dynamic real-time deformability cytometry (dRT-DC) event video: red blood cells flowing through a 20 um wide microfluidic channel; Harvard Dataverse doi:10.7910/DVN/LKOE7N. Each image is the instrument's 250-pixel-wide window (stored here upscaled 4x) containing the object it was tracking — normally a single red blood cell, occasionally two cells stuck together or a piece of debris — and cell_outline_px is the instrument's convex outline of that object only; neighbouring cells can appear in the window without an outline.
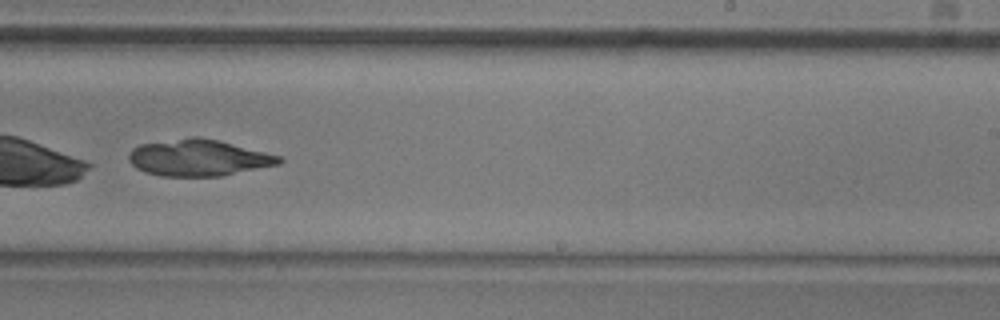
{"species": "common noctule bat (a hibernating species)", "species_latin": "Nyctalus noctula", "temperature_condition": "room temperature", "stored_images_in_passage": 29, "camera_frame_rate_fps": 3000, "um_per_image_px": 0.085, "animal": {"sex": "male", "body_mass_g": 20.5, "forearm_length_mm": 52.5}, "frame": {"image": 1, "passage_image": 21, "time_ms": 6.667, "image_size_px": [1000, 320], "cell_outline_px": [[284, 160], [280, 164], [220, 176], [160, 176], [144, 172], [136, 168], [128, 160], [128, 156], [132, 148], [140, 144], [192, 136], [196, 136], [220, 140], [280, 156]], "centroid_in_image_um": [16.85, 13.4], "position_along_channel_um": 272.1, "area_um2": 32.08}}